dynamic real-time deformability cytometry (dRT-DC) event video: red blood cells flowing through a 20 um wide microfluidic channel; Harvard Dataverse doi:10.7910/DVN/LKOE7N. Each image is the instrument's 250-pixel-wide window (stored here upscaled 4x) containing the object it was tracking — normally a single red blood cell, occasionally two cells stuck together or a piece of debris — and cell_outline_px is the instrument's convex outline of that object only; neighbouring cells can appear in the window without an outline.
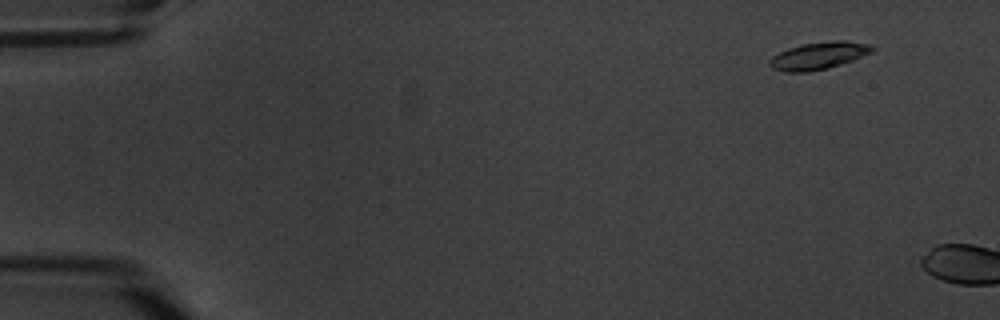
{"species": "common noctule bat (a hibernating species)", "species_latin": "Nyctalus noctula", "temperature_condition": "warm", "stored_images_in_passage": 3, "camera_frame_rate_fps": 3000, "um_per_image_px": 0.085, "animal": {"sex": "male", "body_mass_g": 20.1, "forearm_length_mm": 53.5}, "frame": {"image": 1, "passage_image": 2, "time_ms": 1.0, "image_size_px": [1000, 320], "cell_outline_px": [[872, 52], [852, 60], [828, 68], [808, 72], [784, 72], [772, 68], [768, 64], [768, 60], [772, 56], [788, 48], [804, 44], [832, 40], [848, 40], [868, 44], [872, 48]], "centroid_in_image_um": [69.54, 4.73], "position_along_channel_um": 15.5, "area_um2": 16.24}}